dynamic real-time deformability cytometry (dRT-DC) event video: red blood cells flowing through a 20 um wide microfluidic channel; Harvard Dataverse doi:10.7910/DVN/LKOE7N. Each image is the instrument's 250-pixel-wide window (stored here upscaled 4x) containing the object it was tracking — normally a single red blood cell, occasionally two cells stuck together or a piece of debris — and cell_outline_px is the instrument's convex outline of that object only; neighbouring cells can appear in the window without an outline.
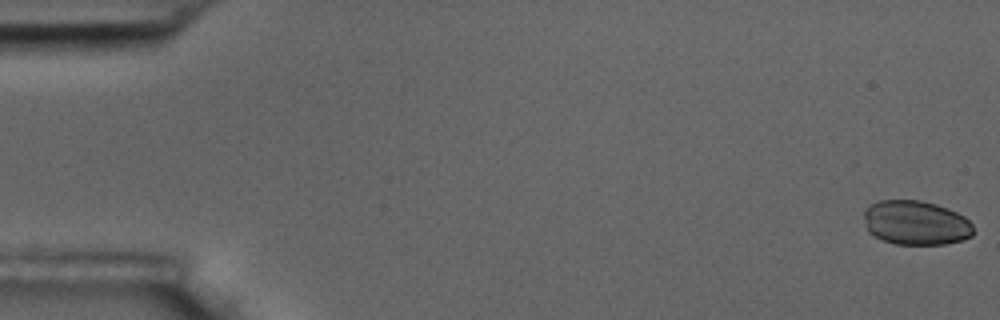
{"species": "common noctule bat (a hibernating species)", "species_latin": "Nyctalus noctula", "temperature_condition": "room temperature", "stored_images_in_passage": 8, "camera_frame_rate_fps": 3000, "um_per_image_px": 0.085, "animal": {"sex": "male", "body_mass_g": 17.5, "forearm_length_mm": 52.3}, "frame": {"image": 1, "passage_image": 1, "time_ms": 0.0, "image_size_px": [1000, 320], "cell_outline_px": [[972, 236], [964, 240], [944, 244], [896, 244], [884, 240], [868, 232], [864, 216], [864, 208], [880, 200], [920, 200], [936, 204], [956, 212], [964, 216], [972, 224]], "centroid_in_image_um": [77.85, 18.93], "position_along_channel_um": 7.2, "area_um2": 28.21}}
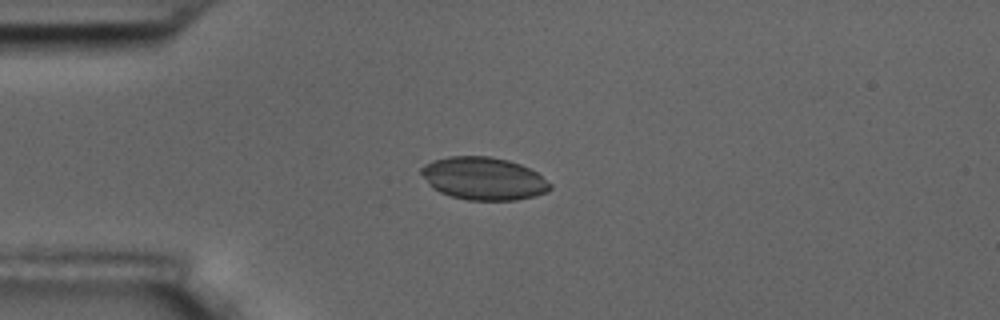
{"frame": {"image": 2, "passage_image": 5, "time_ms": 4.667, "image_size_px": [1000, 320], "cell_outline_px": [[552, 188], [548, 192], [516, 200], [468, 200], [452, 196], [440, 192], [432, 188], [428, 184], [420, 172], [420, 168], [424, 164], [432, 160], [448, 156], [488, 156], [508, 160], [520, 164], [536, 172], [552, 184]], "centroid_in_image_um": [41.08, 15.17], "position_along_channel_um": 43.9, "area_um2": 32.14}}